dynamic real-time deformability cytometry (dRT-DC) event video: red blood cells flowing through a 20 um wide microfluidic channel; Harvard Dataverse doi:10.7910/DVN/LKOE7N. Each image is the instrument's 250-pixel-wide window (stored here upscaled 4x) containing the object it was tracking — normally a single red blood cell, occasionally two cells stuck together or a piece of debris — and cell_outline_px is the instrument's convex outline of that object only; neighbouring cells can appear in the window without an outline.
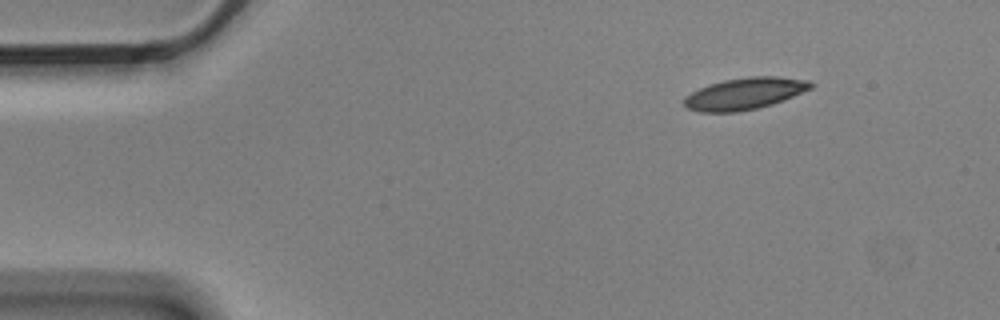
{"species": "Egyptian fruit bat (a non-hibernating species)", "species_latin": "Rousettus aegyptiacus", "temperature_condition": "cold", "stored_images_in_passage": 10, "camera_frame_rate_fps": 3000, "um_per_image_px": 0.085, "animal": {"sex": "male"}, "frame": {"image": 1, "passage_image": 1, "time_ms": 0.0, "image_size_px": [1000, 320], "cell_outline_px": [[816, 84], [812, 88], [784, 100], [772, 104], [756, 108], [736, 112], [700, 112], [688, 108], [684, 104], [684, 96], [708, 84], [724, 80], [748, 76], [780, 76], [808, 80]], "centroid_in_image_um": [63.32, 7.94], "position_along_channel_um": 21.7, "area_um2": 23.52}}
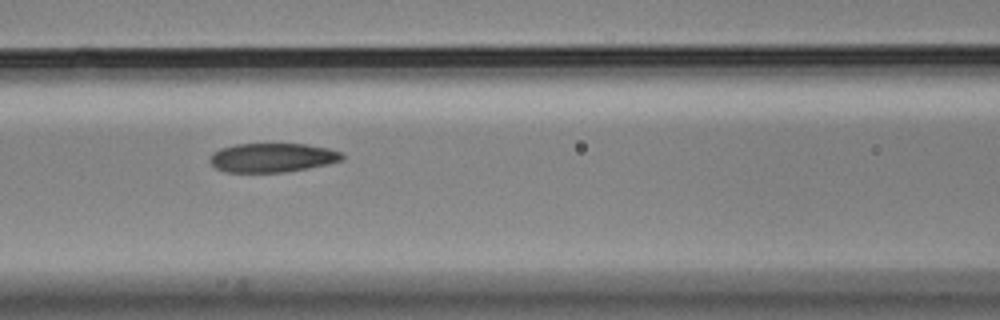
{"frame": {"image": 2, "passage_image": 6, "time_ms": 1.667, "image_size_px": [1000, 320], "cell_outline_px": [[344, 160], [328, 164], [308, 168], [284, 172], [224, 172], [216, 168], [208, 160], [208, 156], [212, 152], [220, 148], [236, 144], [304, 144], [328, 148], [340, 152], [344, 156]], "centroid_in_image_um": [23.11, 13.4], "position_along_channel_um": 143.5, "area_um2": 22.54}}
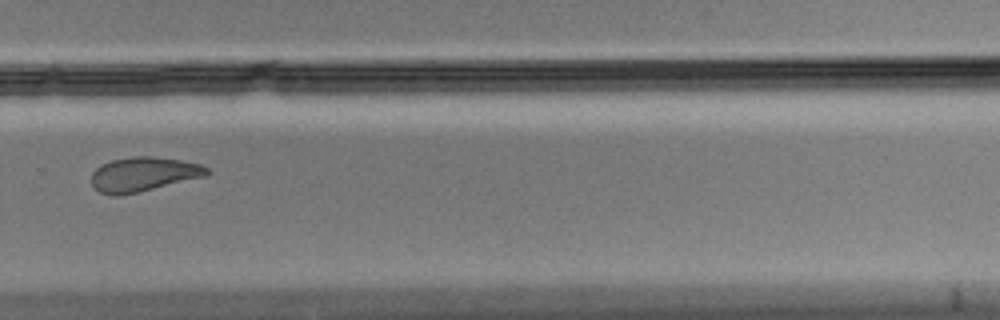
{"frame": {"image": 3, "passage_image": 10, "time_ms": 3.0, "image_size_px": [1000, 320], "cell_outline_px": [[212, 172], [204, 176], [136, 192], [116, 196], [112, 196], [100, 192], [92, 184], [92, 172], [96, 168], [112, 160], [132, 156], [152, 156], [180, 160], [200, 164], [208, 168]], "centroid_in_image_um": [12.18, 14.8], "position_along_channel_um": 317.6, "area_um2": 22.72}}